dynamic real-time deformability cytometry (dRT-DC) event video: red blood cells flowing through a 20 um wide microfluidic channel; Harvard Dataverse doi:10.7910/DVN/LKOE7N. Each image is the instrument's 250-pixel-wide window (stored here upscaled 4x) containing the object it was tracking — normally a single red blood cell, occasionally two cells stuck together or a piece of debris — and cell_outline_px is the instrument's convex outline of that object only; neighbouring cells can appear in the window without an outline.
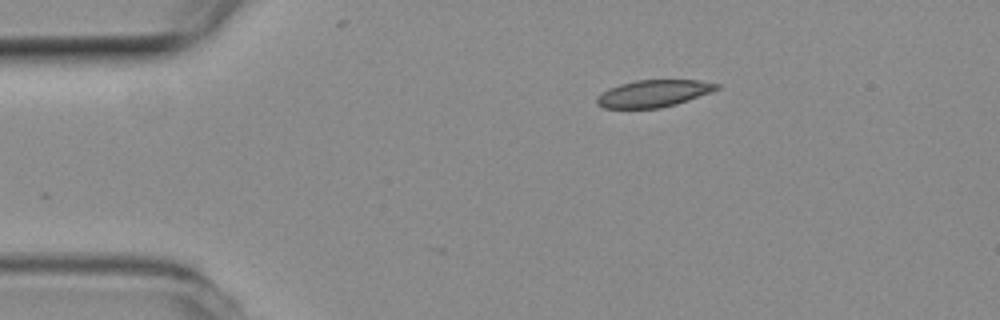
{"species": "common noctule bat (a hibernating species)", "species_latin": "Nyctalus noctula", "temperature_condition": "room temperature", "stored_images_in_passage": 5, "camera_frame_rate_fps": 3000, "um_per_image_px": 0.085, "animal": {"sex": "female", "body_mass_g": 19.3, "forearm_length_mm": 54.1}, "frame": {"image": 1, "passage_image": 1, "time_ms": 0.0, "image_size_px": [1000, 320], "cell_outline_px": [[720, 88], [712, 92], [676, 104], [660, 108], [604, 108], [596, 104], [596, 96], [608, 88], [620, 84], [636, 80], [700, 80], [720, 84]], "centroid_in_image_um": [55.55, 7.94], "position_along_channel_um": 29.5, "area_um2": 19.02}}
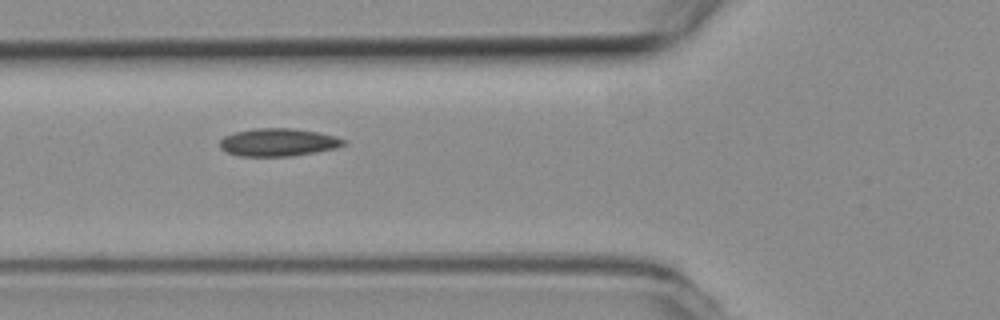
{"frame": {"image": 2, "passage_image": 4, "time_ms": 1.0, "image_size_px": [1000, 320], "cell_outline_px": [[344, 144], [336, 148], [316, 152], [292, 156], [240, 156], [228, 152], [220, 148], [220, 140], [224, 136], [236, 132], [252, 128], [292, 128], [320, 132], [336, 136], [344, 140]], "centroid_in_image_um": [23.65, 12.09], "position_along_channel_um": 102.2, "area_um2": 20.06}}
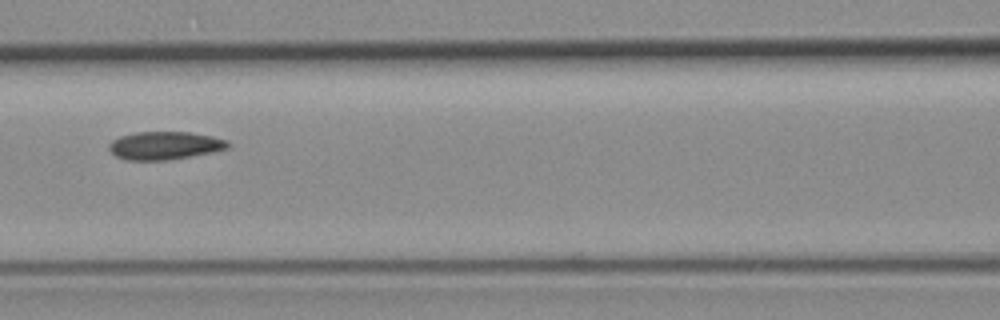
{"frame": {"image": 3, "passage_image": 5, "time_ms": 1.333, "image_size_px": [1000, 320], "cell_outline_px": [[232, 144], [228, 148], [212, 152], [168, 160], [124, 160], [116, 156], [108, 148], [108, 144], [112, 140], [120, 136], [136, 132], [188, 132], [212, 136], [228, 140]], "centroid_in_image_um": [14.0, 12.37], "position_along_channel_um": 152.6, "area_um2": 19.48}}